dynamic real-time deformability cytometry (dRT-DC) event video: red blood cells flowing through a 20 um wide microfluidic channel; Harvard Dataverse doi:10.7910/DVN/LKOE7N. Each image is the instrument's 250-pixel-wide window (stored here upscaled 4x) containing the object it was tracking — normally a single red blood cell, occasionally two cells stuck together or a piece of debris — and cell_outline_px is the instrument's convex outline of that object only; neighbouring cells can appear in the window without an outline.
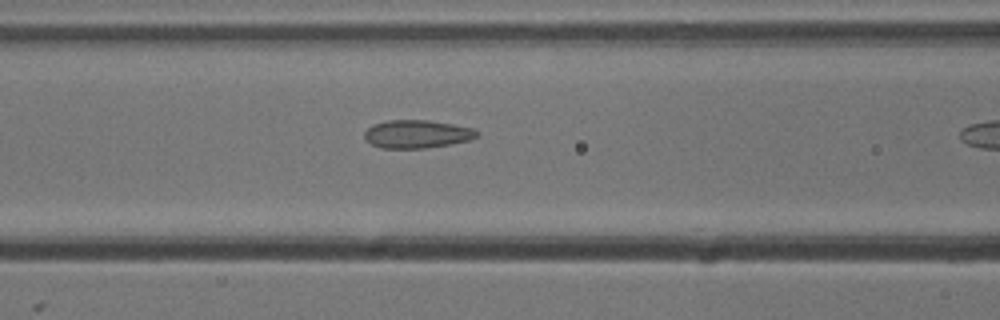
{"species": "common noctule bat (a hibernating species)", "species_latin": "Nyctalus noctula", "temperature_condition": "cold", "stored_images_in_passage": 11, "camera_frame_rate_fps": 3000, "um_per_image_px": 0.085, "animal": {"sex": "male", "body_mass_g": 13.3}, "frame": {"image": 1, "passage_image": 10, "time_ms": 3.0, "image_size_px": [1000, 320], "cell_outline_px": [[480, 136], [472, 140], [424, 148], [380, 148], [372, 144], [364, 136], [364, 132], [372, 124], [388, 120], [428, 120], [452, 124], [472, 128], [480, 132]], "centroid_in_image_um": [35.47, 11.39], "position_along_channel_um": 131.1, "area_um2": 18.44}}